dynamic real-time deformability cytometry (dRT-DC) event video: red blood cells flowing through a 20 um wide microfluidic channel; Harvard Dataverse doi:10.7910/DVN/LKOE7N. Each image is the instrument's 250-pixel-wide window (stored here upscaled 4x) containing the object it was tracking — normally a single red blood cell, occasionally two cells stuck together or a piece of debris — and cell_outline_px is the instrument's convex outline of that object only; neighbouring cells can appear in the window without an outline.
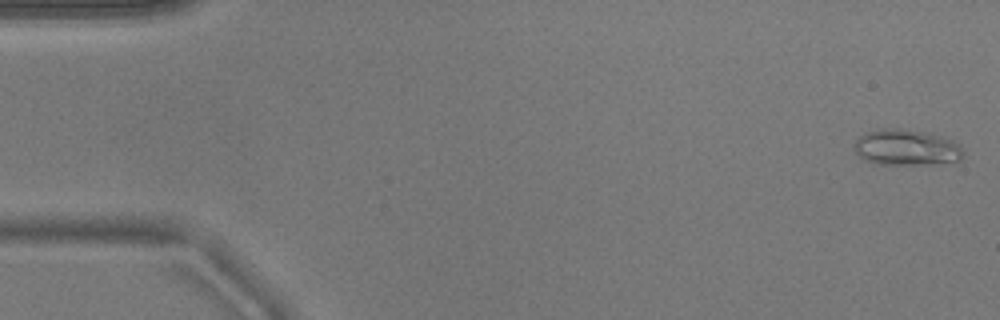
{"species": "common noctule bat (a hibernating species)", "species_latin": "Nyctalus noctula", "temperature_condition": "warm", "stored_images_in_passage": 51, "camera_frame_rate_fps": 3000, "um_per_image_px": 0.085, "animal": {"sex": "male", "body_mass_g": 17.9}, "frame": {"image": 1, "passage_image": 1, "time_ms": 0.0, "image_size_px": [1000, 320], "cell_outline_px": [[964, 156], [960, 160], [916, 164], [876, 164], [864, 160], [852, 148], [856, 140], [864, 132], [880, 128], [896, 128], [924, 132], [952, 140], [960, 144], [964, 152]], "centroid_in_image_um": [76.99, 12.52], "position_along_channel_um": 8.0, "area_um2": 22.72}}
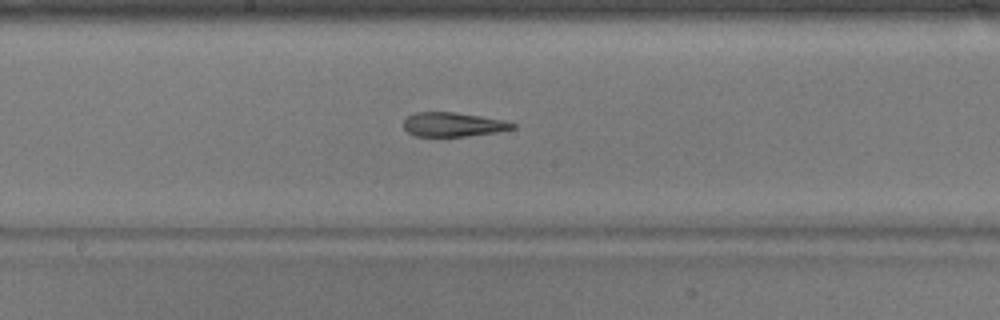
{"frame": {"image": 2, "passage_image": 27, "time_ms": 8.667, "image_size_px": [1000, 320], "cell_outline_px": [[516, 128], [496, 132], [464, 136], [416, 136], [408, 132], [404, 128], [404, 120], [408, 116], [416, 112], [456, 112], [504, 120], [516, 124]], "centroid_in_image_um": [38.52, 10.58], "position_along_channel_um": 209.7, "area_um2": 15.26}}
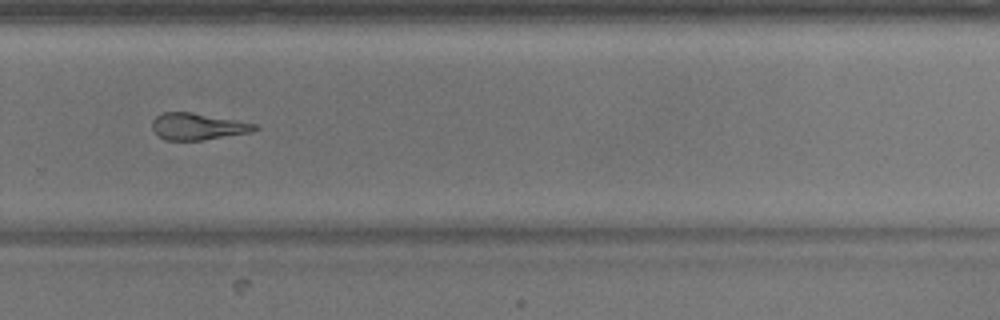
{"frame": {"image": 3, "passage_image": 35, "time_ms": 11.333, "image_size_px": [1000, 320], "cell_outline_px": [[260, 128], [252, 132], [204, 140], [164, 140], [156, 136], [152, 128], [152, 120], [156, 116], [164, 112], [192, 112], [236, 120], [256, 124]], "centroid_in_image_um": [16.78, 10.76], "position_along_channel_um": 313.0, "area_um2": 16.13}, "authors_computed_cell_mechanics": {"area_um2": 17.2822, "velocity_mm_per_s": 3.8891, "shape_relaxation_time_tau1_ms": 7.7573, "shape_relaxation_time_tau2_ms": 3.3317, "deformation_change_tau1": 0.249, "deformation_change_tau2": 0.1453}}